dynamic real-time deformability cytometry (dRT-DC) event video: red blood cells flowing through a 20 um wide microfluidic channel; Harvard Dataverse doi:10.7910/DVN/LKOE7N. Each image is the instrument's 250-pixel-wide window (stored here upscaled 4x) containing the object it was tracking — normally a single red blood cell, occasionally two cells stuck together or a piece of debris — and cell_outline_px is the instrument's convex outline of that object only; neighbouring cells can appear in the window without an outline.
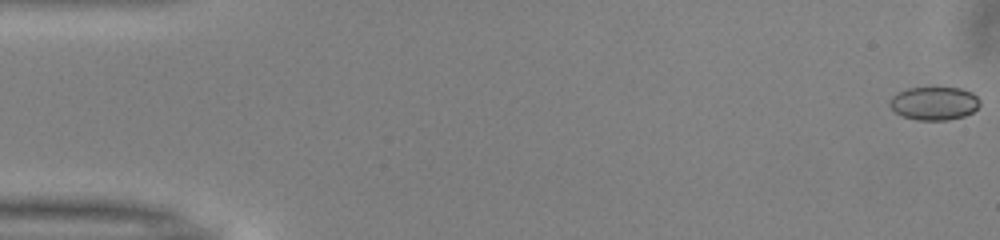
{"species": "common noctule bat (a hibernating species)", "species_latin": "Nyctalus noctula", "temperature_condition": "warm", "stored_images_in_passage": 52, "camera_frame_rate_fps": 3000, "um_per_image_px": 0.085, "animal": {"sex": "male", "body_mass_g": 13.0, "forearm_length_mm": 53.1}, "frame": {"image": 1, "passage_image": 1, "time_ms": 0.0, "image_size_px": [1000, 240], "cell_outline_px": [[980, 104], [972, 112], [964, 116], [948, 120], [916, 120], [904, 116], [896, 112], [888, 104], [888, 100], [892, 96], [908, 88], [960, 88], [972, 92], [980, 100]], "centroid_in_image_um": [79.4, 8.79], "position_along_channel_um": 5.6, "area_um2": 17.4}}
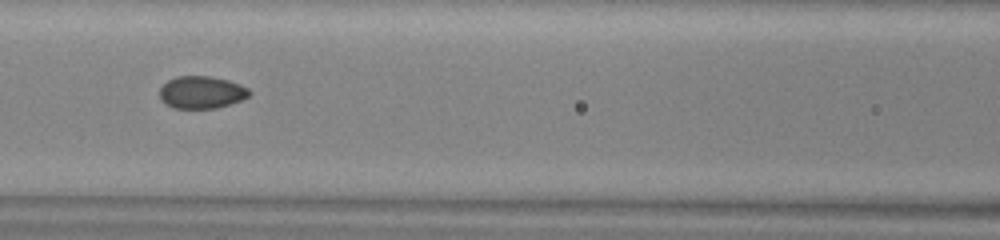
{"frame": {"image": 2, "passage_image": 23, "time_ms": 7.333, "image_size_px": [1000, 240], "cell_outline_px": [[252, 92], [248, 96], [240, 100], [216, 108], [172, 108], [164, 104], [160, 100], [160, 88], [168, 80], [176, 76], [208, 76], [228, 80], [240, 84], [248, 88]], "centroid_in_image_um": [17.1, 7.84], "position_along_channel_um": 149.5, "area_um2": 16.94}}
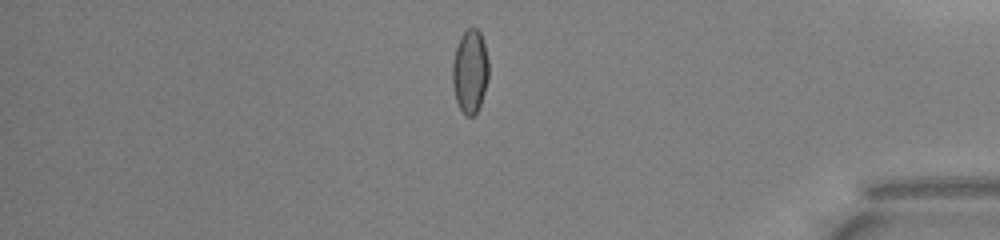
{"frame": {"image": 3, "passage_image": 44, "time_ms": 14.333, "image_size_px": [1000, 240], "cell_outline_px": [[488, 80], [480, 104], [476, 112], [472, 116], [464, 116], [456, 100], [452, 84], [452, 64], [456, 44], [460, 36], [468, 28], [476, 28], [480, 32], [484, 44], [488, 60]], "centroid_in_image_um": [39.93, 6.06], "position_along_channel_um": 395.3, "area_um2": 17.69}, "authors_computed_cell_mechanics": {"area_um2": 17.5134, "velocity_mm_per_s": 4.006, "shape_relaxation_time_tau1_ms": 8.1592, "shape_relaxation_time_tau2_ms": null, "deformation_change_tau1": 0.1326, "deformation_change_tau2": null}}